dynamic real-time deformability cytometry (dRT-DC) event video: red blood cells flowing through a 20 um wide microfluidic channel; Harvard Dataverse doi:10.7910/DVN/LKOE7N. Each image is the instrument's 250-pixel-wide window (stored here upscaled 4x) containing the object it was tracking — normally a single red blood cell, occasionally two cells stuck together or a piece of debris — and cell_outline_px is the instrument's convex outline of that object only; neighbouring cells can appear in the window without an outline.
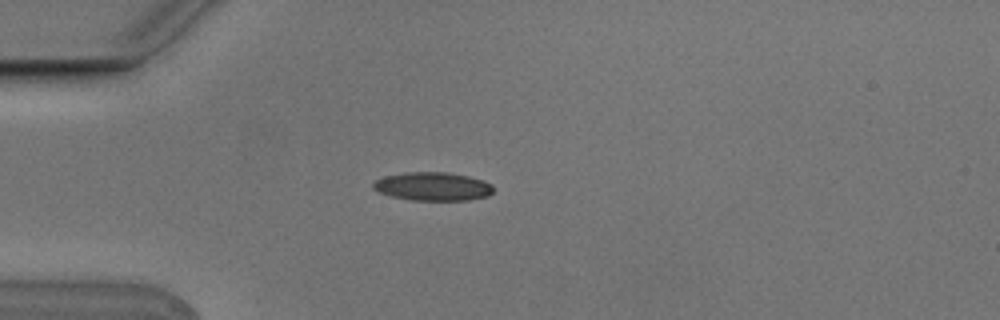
{"species": "Egyptian fruit bat (a non-hibernating species)", "species_latin": "Rousettus aegyptiacus", "temperature_condition": "cold", "stored_images_in_passage": 4, "camera_frame_rate_fps": 3000, "um_per_image_px": 0.085, "animal": {"sex": "male"}, "frame": {"image": 1, "passage_image": 2, "time_ms": 0.333, "image_size_px": [1000, 320], "cell_outline_px": [[492, 192], [488, 196], [468, 200], [412, 200], [392, 196], [380, 192], [372, 188], [372, 184], [376, 180], [384, 176], [404, 172], [448, 172], [468, 176], [484, 180], [492, 184]], "centroid_in_image_um": [36.79, 15.84], "position_along_channel_um": 48.2, "area_um2": 19.94}}